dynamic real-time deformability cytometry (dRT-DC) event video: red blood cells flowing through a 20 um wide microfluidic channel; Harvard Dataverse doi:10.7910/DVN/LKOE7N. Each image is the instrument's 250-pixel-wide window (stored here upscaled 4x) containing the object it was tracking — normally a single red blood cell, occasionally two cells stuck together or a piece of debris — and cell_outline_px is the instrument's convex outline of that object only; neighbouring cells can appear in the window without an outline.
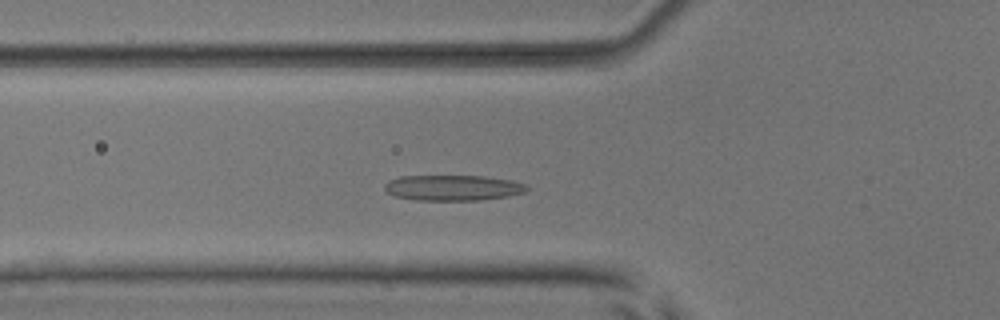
{"species": "common noctule bat (a hibernating species)", "species_latin": "Nyctalus noctula", "temperature_condition": "room temperature", "stored_images_in_passage": 45, "segment_of_instrument_passage": [1, 2], "camera_frame_rate_fps": 3000, "um_per_image_px": 0.085, "animal": {"sex": "male", "body_mass_g": 17.9, "forearm_length_mm": 54.2}, "frame": {"image": 1, "passage_image": 10, "time_ms": 3.0, "image_size_px": [1000, 320], "cell_outline_px": [[528, 192], [508, 196], [480, 200], [420, 200], [396, 196], [388, 192], [384, 188], [384, 184], [388, 180], [400, 176], [484, 176], [512, 180], [524, 184], [528, 188]], "centroid_in_image_um": [38.52, 15.95], "position_along_channel_um": 87.3, "area_um2": 21.15}}
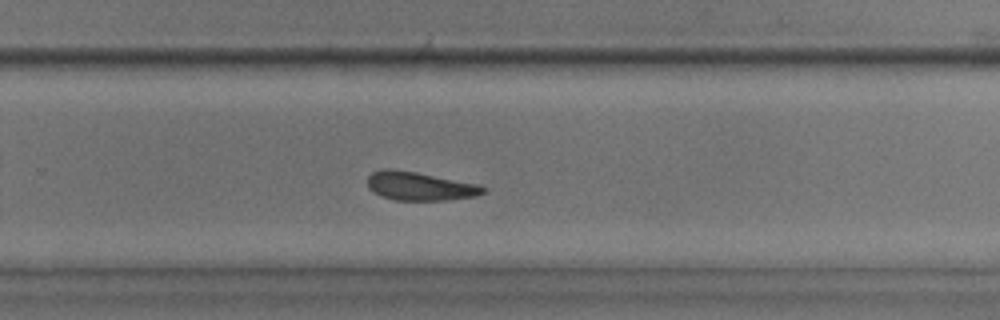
{"frame": {"image": 2, "passage_image": 26, "time_ms": 8.333, "image_size_px": [1000, 320], "cell_outline_px": [[488, 188], [484, 192], [476, 196], [444, 200], [396, 200], [380, 196], [372, 192], [368, 188], [368, 176], [372, 172], [384, 168], [392, 168], [416, 172], [476, 184]], "centroid_in_image_um": [35.63, 15.82], "position_along_channel_um": 294.2, "area_um2": 19.19}}
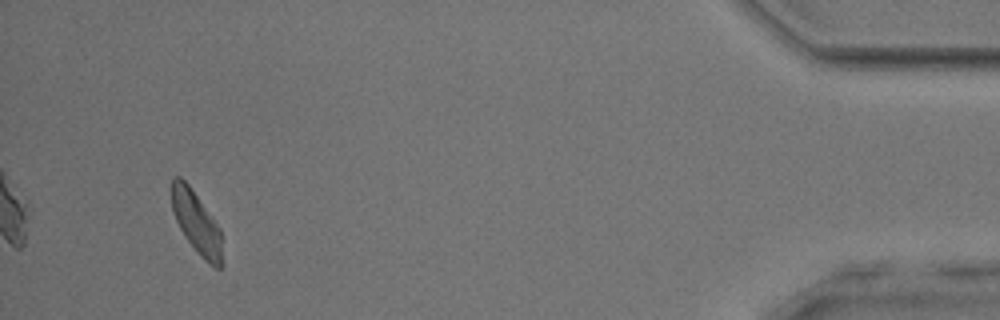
{"frame": {"image": 3, "passage_image": 41, "time_ms": 13.333, "image_size_px": [1000, 320], "cell_outline_px": [[224, 264], [220, 268], [216, 268], [204, 260], [184, 236], [172, 212], [172, 176], [180, 176], [188, 184], [220, 228]], "centroid_in_image_um": [16.72, 18.96], "position_along_channel_um": 418.5, "area_um2": 18.26}}